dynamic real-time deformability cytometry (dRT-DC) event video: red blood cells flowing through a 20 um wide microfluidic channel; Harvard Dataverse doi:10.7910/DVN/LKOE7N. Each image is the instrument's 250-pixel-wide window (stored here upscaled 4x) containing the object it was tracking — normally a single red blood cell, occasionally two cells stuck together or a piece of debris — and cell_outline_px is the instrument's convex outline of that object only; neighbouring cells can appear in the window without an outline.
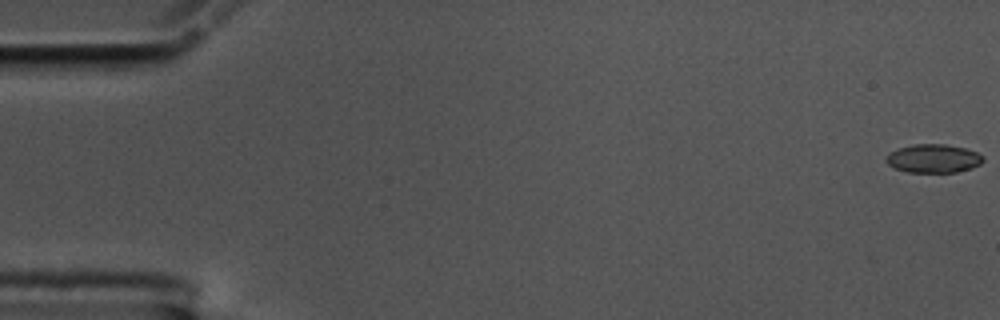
{"species": "common noctule bat (a hibernating species)", "species_latin": "Nyctalus noctula", "temperature_condition": "cold", "stored_images_in_passage": 14, "camera_frame_rate_fps": 3000, "um_per_image_px": 0.085, "animal": {"sex": "male", "body_mass_g": 17.5, "forearm_length_mm": 52.3}, "frame": {"image": 1, "passage_image": 1, "time_ms": 0.0, "image_size_px": [1000, 320], "cell_outline_px": [[984, 160], [980, 164], [972, 168], [956, 172], [908, 172], [896, 168], [888, 164], [884, 160], [888, 152], [896, 148], [912, 144], [944, 144], [964, 148], [976, 152], [984, 156]], "centroid_in_image_um": [79.31, 13.46], "position_along_channel_um": 5.7, "area_um2": 16.24}}